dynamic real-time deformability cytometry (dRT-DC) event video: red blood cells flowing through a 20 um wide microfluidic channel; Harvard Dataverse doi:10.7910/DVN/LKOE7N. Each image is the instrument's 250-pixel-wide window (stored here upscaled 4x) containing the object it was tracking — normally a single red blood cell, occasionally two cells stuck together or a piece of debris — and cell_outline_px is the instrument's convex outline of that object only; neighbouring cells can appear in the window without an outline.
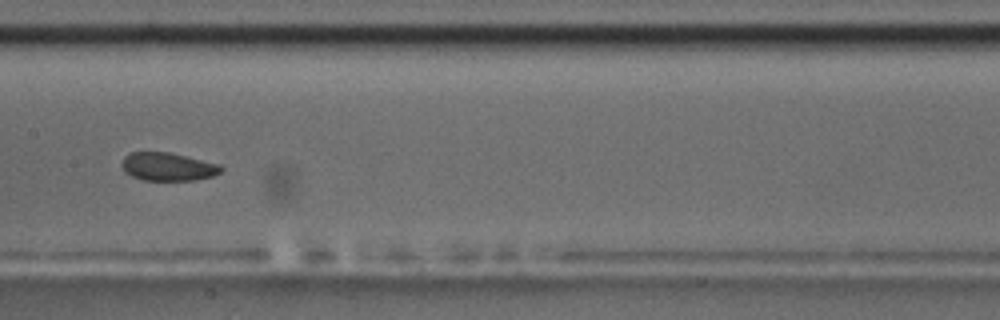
{"species": "common noctule bat (a hibernating species)", "species_latin": "Nyctalus noctula", "temperature_condition": "room temperature", "stored_images_in_passage": 8, "camera_frame_rate_fps": 3000, "um_per_image_px": 0.085, "animal": {"sex": "male", "body_mass_g": 17.5, "forearm_length_mm": 52.3}, "frame": {"image": 1, "passage_image": 8, "time_ms": 2.333, "image_size_px": [1000, 320], "cell_outline_px": [[224, 168], [220, 172], [212, 176], [196, 180], [144, 180], [132, 176], [124, 172], [120, 164], [124, 156], [128, 152], [168, 152], [220, 164]], "centroid_in_image_um": [14.24, 14.16], "position_along_channel_um": 193.2, "area_um2": 16.36}}